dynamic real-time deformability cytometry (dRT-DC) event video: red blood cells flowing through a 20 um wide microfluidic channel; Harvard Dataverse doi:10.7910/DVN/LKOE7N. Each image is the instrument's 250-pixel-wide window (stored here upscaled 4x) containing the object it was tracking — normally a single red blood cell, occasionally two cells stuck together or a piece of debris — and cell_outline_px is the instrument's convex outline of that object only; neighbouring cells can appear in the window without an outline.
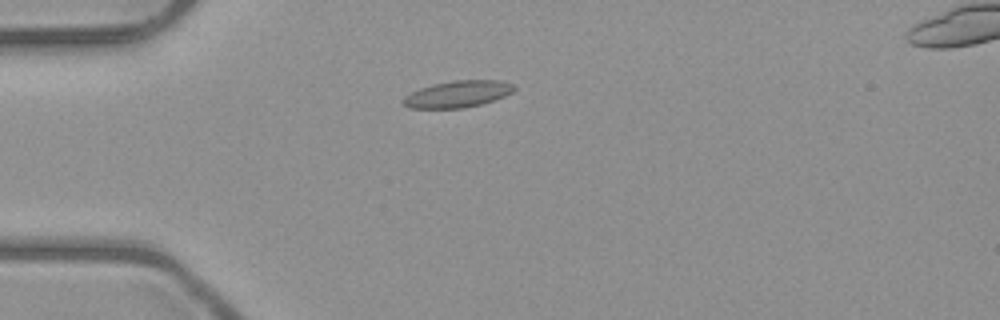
{"species": "common noctule bat (a hibernating species)", "species_latin": "Nyctalus noctula", "temperature_condition": "room temperature", "stored_images_in_passage": 8, "camera_frame_rate_fps": 3000, "um_per_image_px": 0.085, "animal": {"sex": "male", "body_mass_g": 23.1, "forearm_length_mm": 52.7}, "frame": {"image": 1, "passage_image": 4, "time_ms": 3.667, "image_size_px": [1000, 320], "cell_outline_px": [[516, 88], [512, 92], [504, 96], [480, 104], [464, 108], [408, 108], [400, 100], [404, 96], [420, 88], [432, 84], [456, 80], [500, 80], [516, 84]], "centroid_in_image_um": [38.9, 7.99], "position_along_channel_um": 46.1, "area_um2": 17.28}}
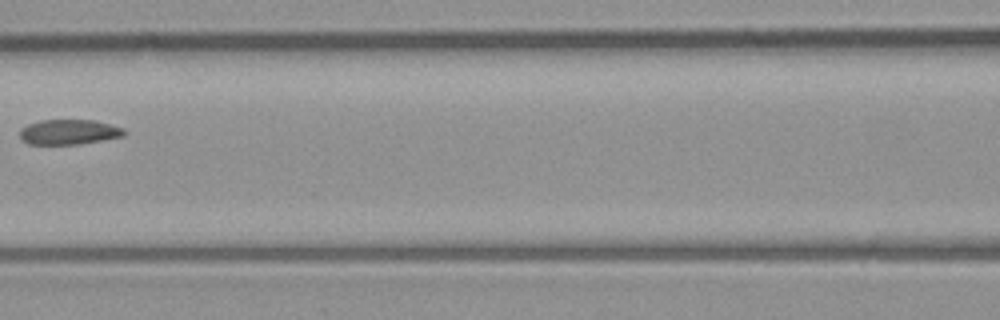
{"frame": {"image": 2, "passage_image": 7, "time_ms": 7.0, "image_size_px": [1000, 320], "cell_outline_px": [[124, 136], [80, 144], [28, 144], [20, 140], [20, 128], [28, 124], [40, 120], [96, 120], [124, 128]], "centroid_in_image_um": [5.83, 11.22], "position_along_channel_um": 160.8, "area_um2": 15.32}}
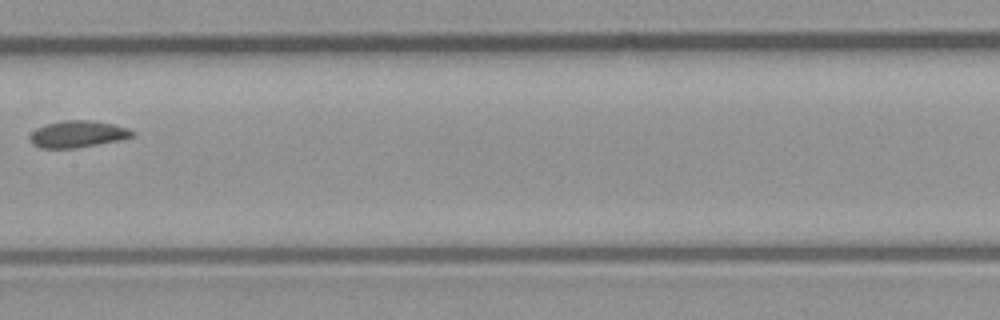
{"frame": {"image": 3, "passage_image": 8, "time_ms": 8.0, "image_size_px": [1000, 320], "cell_outline_px": [[136, 132], [132, 136], [120, 140], [76, 148], [40, 148], [32, 144], [28, 136], [36, 128], [44, 124], [64, 120], [92, 120], [112, 124], [128, 128]], "centroid_in_image_um": [6.57, 11.39], "position_along_channel_um": 200.8, "area_um2": 16.07}}